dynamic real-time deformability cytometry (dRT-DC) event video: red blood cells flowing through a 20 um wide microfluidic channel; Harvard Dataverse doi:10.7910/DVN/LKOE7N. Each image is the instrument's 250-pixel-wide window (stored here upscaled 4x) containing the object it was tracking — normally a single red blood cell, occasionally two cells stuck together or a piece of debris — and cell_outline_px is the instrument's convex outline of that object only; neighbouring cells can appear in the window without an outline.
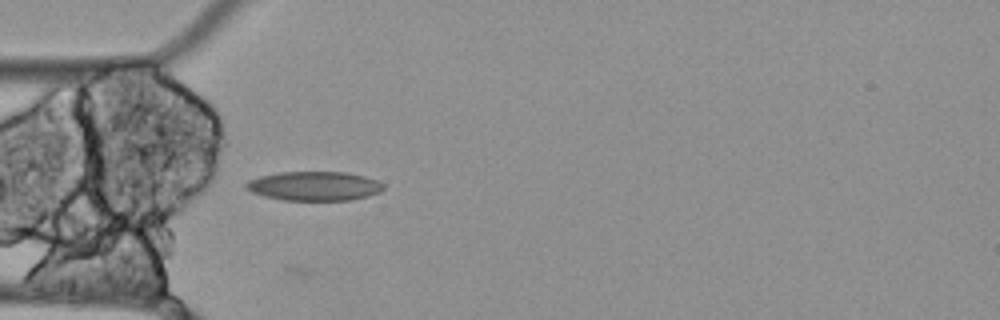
{"species": "Egyptian fruit bat (a non-hibernating species)", "species_latin": "Rousettus aegyptiacus", "temperature_condition": "cold", "stored_images_in_passage": 22, "camera_frame_rate_fps": 3000, "um_per_image_px": 0.085, "animal": {"sex": "female"}, "frame": {"image": 1, "passage_image": 16, "time_ms": 5.0, "image_size_px": [1000, 320], "cell_outline_px": [[384, 188], [380, 192], [368, 196], [348, 200], [284, 200], [264, 196], [252, 192], [244, 184], [248, 180], [260, 176], [280, 172], [344, 172], [364, 176], [376, 180], [384, 184]], "centroid_in_image_um": [26.72, 15.81], "position_along_channel_um": 58.3, "area_um2": 23.24}}
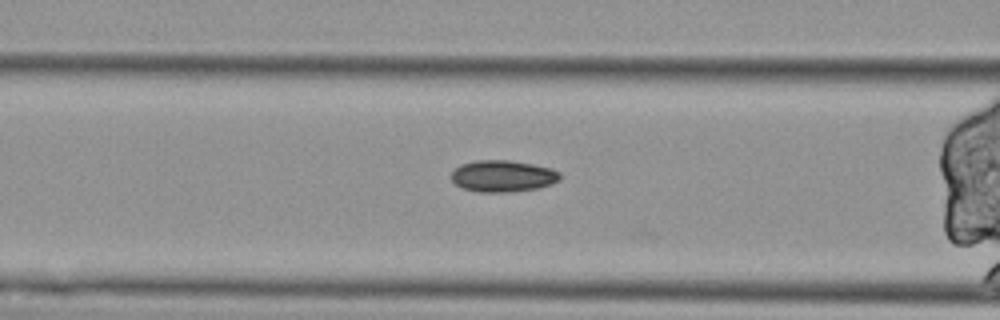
{"frame": {"image": 2, "passage_image": 21, "time_ms": 6.667, "image_size_px": [1000, 320], "cell_outline_px": [[560, 176], [552, 184], [540, 188], [508, 192], [480, 192], [464, 188], [456, 184], [448, 176], [460, 164], [476, 160], [508, 160], [532, 164], [552, 168], [560, 172]], "centroid_in_image_um": [42.72, 14.96], "position_along_channel_um": 123.9, "area_um2": 20.06}}